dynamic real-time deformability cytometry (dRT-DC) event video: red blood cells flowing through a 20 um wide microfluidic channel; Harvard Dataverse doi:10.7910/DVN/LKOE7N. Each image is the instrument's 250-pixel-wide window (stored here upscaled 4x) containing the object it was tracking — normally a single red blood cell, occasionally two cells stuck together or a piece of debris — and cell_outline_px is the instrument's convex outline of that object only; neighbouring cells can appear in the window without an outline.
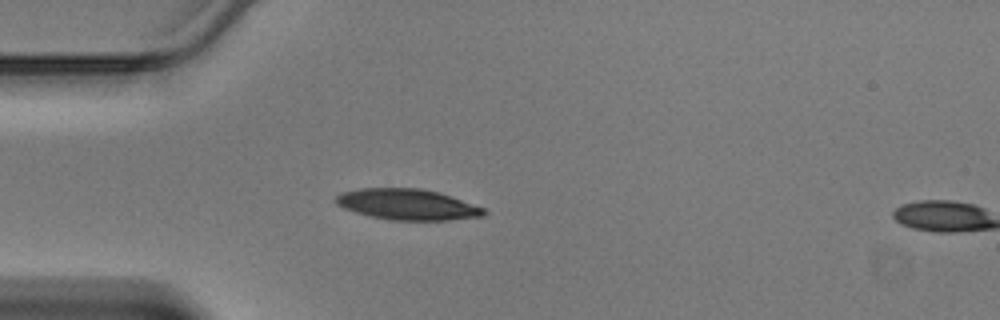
{"species": "Egyptian fruit bat (a non-hibernating species)", "species_latin": "Rousettus aegyptiacus", "temperature_condition": "warm", "stored_images_in_passage": 9, "camera_frame_rate_fps": 3000, "um_per_image_px": 0.085, "animal": {"sex": "male"}, "frame": {"image": 1, "passage_image": 7, "time_ms": 2.0, "image_size_px": [1000, 320], "cell_outline_px": [[488, 212], [484, 216], [448, 220], [388, 220], [356, 212], [344, 208], [336, 204], [336, 196], [340, 192], [360, 188], [420, 188], [440, 192], [484, 208]], "centroid_in_image_um": [34.64, 17.37], "position_along_channel_um": 50.4, "area_um2": 26.65}}